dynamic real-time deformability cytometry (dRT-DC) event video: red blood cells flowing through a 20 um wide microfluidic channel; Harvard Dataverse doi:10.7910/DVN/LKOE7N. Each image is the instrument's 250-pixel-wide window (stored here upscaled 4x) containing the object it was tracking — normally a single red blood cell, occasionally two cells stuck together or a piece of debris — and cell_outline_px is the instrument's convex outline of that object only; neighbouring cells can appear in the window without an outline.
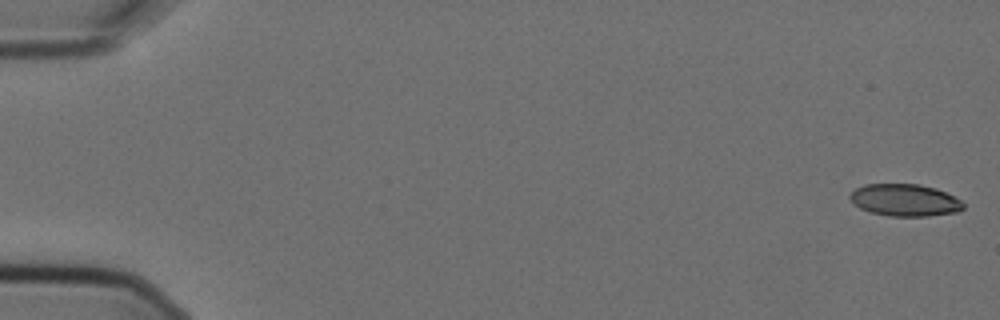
{"species": "Egyptian fruit bat (a non-hibernating species)", "species_latin": "Rousettus aegyptiacus", "temperature_condition": "cold", "stored_images_in_passage": 6, "camera_frame_rate_fps": 3000, "um_per_image_px": 0.085, "animal": {"sex": "female"}, "frame": {"image": 1, "passage_image": 1, "time_ms": 0.0, "image_size_px": [1000, 320], "cell_outline_px": [[964, 208], [956, 212], [928, 216], [888, 216], [872, 212], [860, 208], [848, 196], [856, 188], [864, 184], [920, 184], [936, 188], [960, 200], [964, 204]], "centroid_in_image_um": [76.91, 17.0], "position_along_channel_um": 8.1, "area_um2": 21.04}}
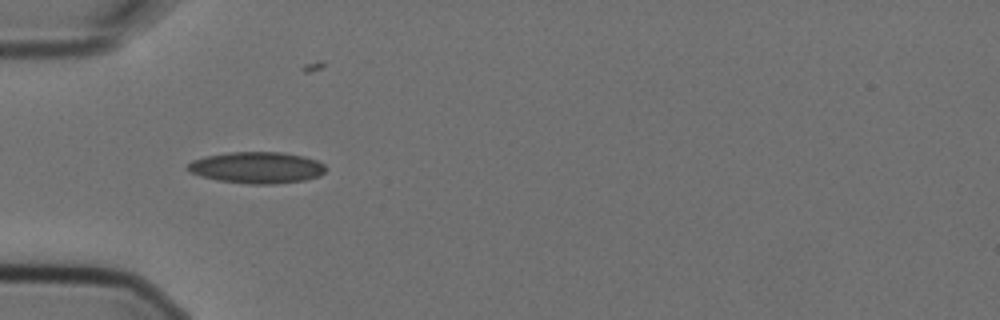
{"frame": {"image": 2, "passage_image": 5, "time_ms": 1.333, "image_size_px": [1000, 320], "cell_outline_px": [[324, 172], [320, 176], [304, 180], [276, 184], [248, 184], [216, 180], [200, 176], [184, 168], [192, 160], [204, 156], [228, 152], [284, 152], [304, 156], [316, 160], [324, 164]], "centroid_in_image_um": [21.81, 14.24], "position_along_channel_um": 63.2, "area_um2": 25.49}}
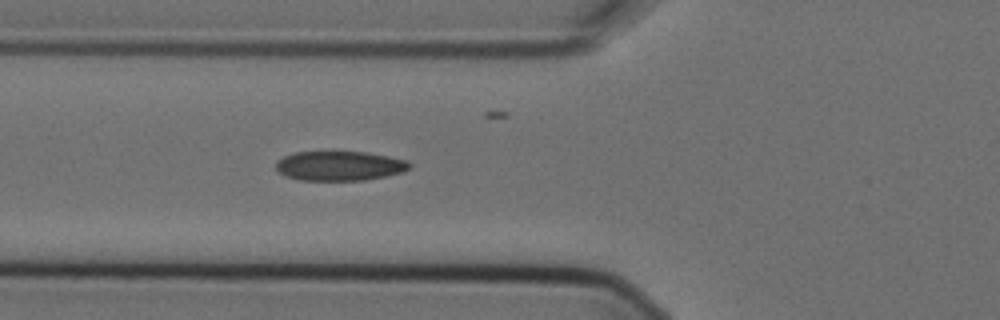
{"frame": {"image": 3, "passage_image": 6, "time_ms": 1.667, "image_size_px": [1000, 320], "cell_outline_px": [[412, 164], [404, 172], [364, 180], [300, 180], [284, 176], [276, 172], [276, 160], [284, 156], [296, 152], [368, 152], [408, 160]], "centroid_in_image_um": [28.84, 14.1], "position_along_channel_um": 97.0, "area_um2": 23.12}}